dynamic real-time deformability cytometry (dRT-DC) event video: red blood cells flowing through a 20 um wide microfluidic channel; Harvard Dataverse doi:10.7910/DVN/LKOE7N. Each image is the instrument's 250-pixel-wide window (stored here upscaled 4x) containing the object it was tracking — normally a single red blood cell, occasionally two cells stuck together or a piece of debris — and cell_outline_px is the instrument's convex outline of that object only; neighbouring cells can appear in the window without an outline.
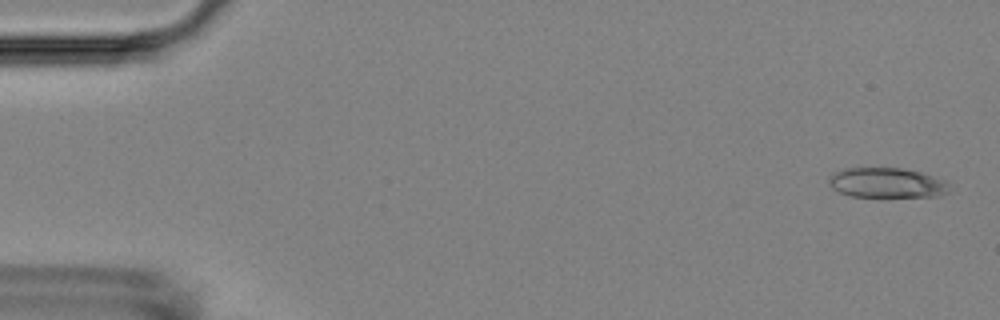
{"species": "Egyptian fruit bat (a non-hibernating species)", "species_latin": "Rousettus aegyptiacus", "temperature_condition": "room temperature", "stored_images_in_passage": 3, "camera_frame_rate_fps": 3000, "um_per_image_px": 0.085, "animal": {"sex": "female"}, "frame": {"image": 1, "passage_image": 3, "time_ms": 3.333, "image_size_px": [1000, 320], "cell_outline_px": [[948, 192], [936, 196], [852, 196], [840, 192], [832, 188], [828, 180], [828, 176], [832, 172], [844, 168], [900, 168], [924, 172], [944, 180], [948, 184]], "centroid_in_image_um": [75.35, 15.52], "position_along_channel_um": 9.7, "area_um2": 20.98}}